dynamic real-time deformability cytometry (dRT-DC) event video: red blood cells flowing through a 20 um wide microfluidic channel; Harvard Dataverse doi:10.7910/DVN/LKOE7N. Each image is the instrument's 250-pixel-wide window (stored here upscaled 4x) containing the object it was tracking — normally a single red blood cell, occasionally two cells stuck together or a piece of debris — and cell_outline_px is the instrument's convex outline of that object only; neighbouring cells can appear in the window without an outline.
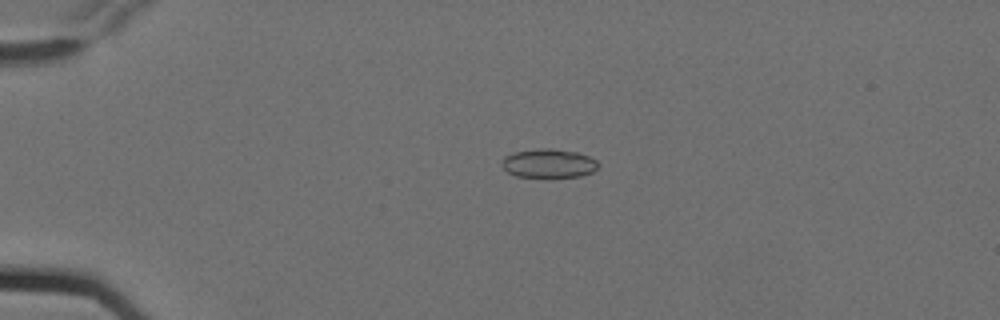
{"species": "Egyptian fruit bat (a non-hibernating species)", "species_latin": "Rousettus aegyptiacus", "temperature_condition": "cold", "stored_images_in_passage": 5, "camera_frame_rate_fps": 3000, "um_per_image_px": 0.085, "animal": {"sex": "female"}, "frame": {"image": 1, "passage_image": 5, "time_ms": 1.333, "image_size_px": [1000, 320], "cell_outline_px": [[600, 164], [592, 172], [580, 176], [548, 180], [516, 176], [508, 172], [500, 164], [500, 160], [504, 156], [512, 152], [540, 148], [552, 148], [576, 152], [588, 156], [596, 160]], "centroid_in_image_um": [46.6, 13.93], "position_along_channel_um": 38.4, "area_um2": 17.05}}